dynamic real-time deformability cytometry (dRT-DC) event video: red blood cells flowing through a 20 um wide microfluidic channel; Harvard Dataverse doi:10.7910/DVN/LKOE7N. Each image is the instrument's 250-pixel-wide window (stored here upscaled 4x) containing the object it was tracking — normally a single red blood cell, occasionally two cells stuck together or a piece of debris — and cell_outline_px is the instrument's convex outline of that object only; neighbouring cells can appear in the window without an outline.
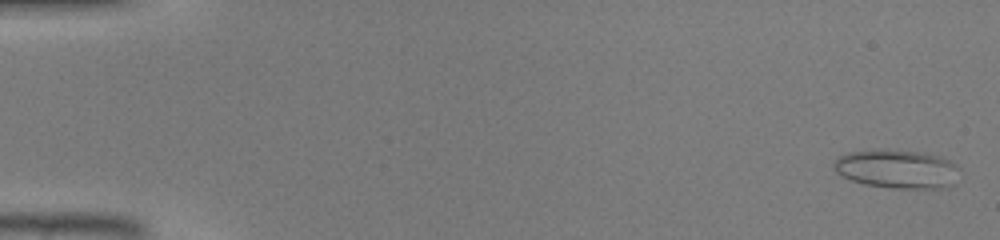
{"species": "common noctule bat (a hibernating species)", "species_latin": "Nyctalus noctula", "temperature_condition": "warm", "stored_images_in_passage": 45, "camera_frame_rate_fps": 3000, "um_per_image_px": 0.085, "animal": {"sex": "male", "body_mass_g": 19.0, "forearm_length_mm": 50.8}, "frame": {"image": 1, "passage_image": 1, "time_ms": 0.0, "image_size_px": [1000, 240], "cell_outline_px": [[960, 168], [956, 184], [948, 188], [888, 188], [864, 184], [852, 180], [836, 172], [832, 168], [832, 164], [840, 156], [848, 152], [924, 152], [940, 156], [956, 164]], "centroid_in_image_um": [76.33, 14.42], "position_along_channel_um": 8.7, "area_um2": 27.92}}
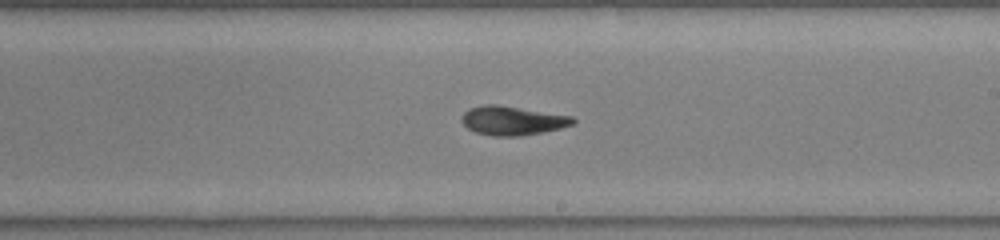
{"frame": {"image": 2, "passage_image": 27, "time_ms": 8.667, "image_size_px": [1000, 240], "cell_outline_px": [[576, 120], [572, 124], [560, 128], [520, 136], [492, 136], [476, 132], [468, 128], [460, 120], [460, 116], [468, 108], [484, 104], [496, 104], [572, 116]], "centroid_in_image_um": [43.5, 10.24], "position_along_channel_um": 245.5, "area_um2": 18.73}}
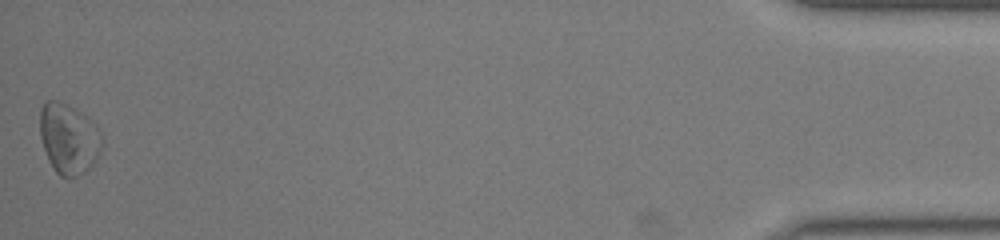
{"frame": {"image": 3, "passage_image": 45, "time_ms": 14.667, "image_size_px": [1000, 240], "cell_outline_px": [[96, 160], [88, 168], [76, 176], [60, 176], [56, 172], [48, 160], [40, 136], [40, 108], [48, 100], [56, 100], [76, 108], [88, 120], [96, 152]], "centroid_in_image_um": [5.65, 11.77], "position_along_channel_um": 429.6, "area_um2": 23.35}}